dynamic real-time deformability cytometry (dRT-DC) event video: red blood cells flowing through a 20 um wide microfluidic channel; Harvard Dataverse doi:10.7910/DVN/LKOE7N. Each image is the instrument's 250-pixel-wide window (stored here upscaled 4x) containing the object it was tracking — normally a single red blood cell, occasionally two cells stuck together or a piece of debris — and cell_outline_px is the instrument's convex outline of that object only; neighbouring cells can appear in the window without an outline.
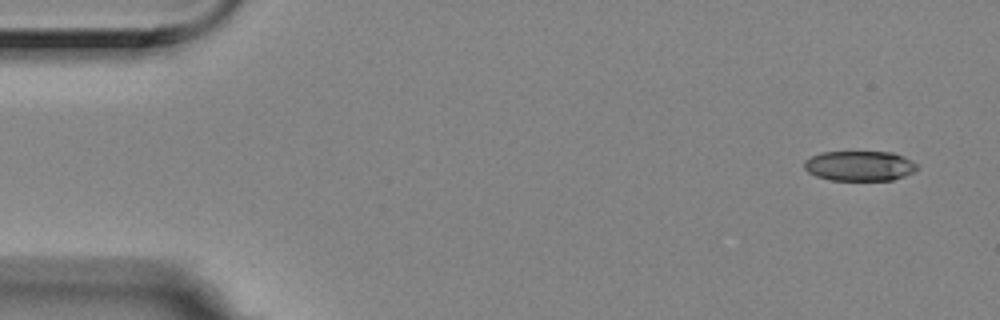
{"species": "Egyptian fruit bat (a non-hibernating species)", "species_latin": "Rousettus aegyptiacus", "temperature_condition": "room temperature", "stored_images_in_passage": 5, "camera_frame_rate_fps": 3000, "um_per_image_px": 0.085, "animal": {"sex": "female"}, "frame": {"image": 1, "passage_image": 1, "time_ms": 0.0, "image_size_px": [1000, 320], "cell_outline_px": [[920, 168], [904, 176], [892, 180], [832, 180], [816, 176], [808, 172], [804, 168], [804, 160], [820, 152], [892, 152], [904, 156], [916, 164]], "centroid_in_image_um": [73.06, 14.1], "position_along_channel_um": 11.9, "area_um2": 19.77}}